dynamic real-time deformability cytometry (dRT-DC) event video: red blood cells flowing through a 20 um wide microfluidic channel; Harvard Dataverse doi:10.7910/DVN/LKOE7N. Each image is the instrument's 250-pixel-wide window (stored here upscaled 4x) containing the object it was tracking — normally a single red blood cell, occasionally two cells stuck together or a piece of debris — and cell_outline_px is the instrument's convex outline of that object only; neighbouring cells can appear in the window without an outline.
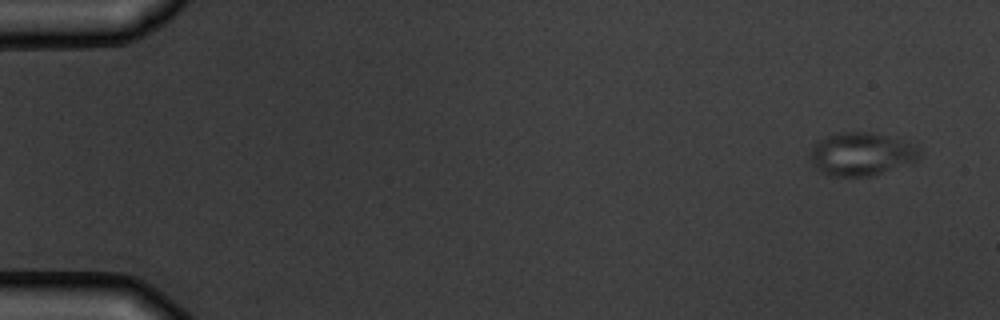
{"species": "common noctule bat (a hibernating species)", "species_latin": "Nyctalus noctula", "temperature_condition": "warm", "stored_images_in_passage": 5, "camera_frame_rate_fps": 3000, "um_per_image_px": 0.085, "animal": {"sex": "male", "body_mass_g": 19.5, "forearm_length_mm": 54.6}, "frame": {"image": 1, "passage_image": 1, "time_ms": 0.0, "image_size_px": [1000, 320], "cell_outline_px": [[920, 160], [868, 176], [828, 176], [820, 172], [808, 160], [808, 156], [812, 144], [816, 140], [836, 132], [868, 132], [916, 144], [920, 148]], "centroid_in_image_um": [73.14, 13.09], "position_along_channel_um": 11.9, "area_um2": 27.74}}